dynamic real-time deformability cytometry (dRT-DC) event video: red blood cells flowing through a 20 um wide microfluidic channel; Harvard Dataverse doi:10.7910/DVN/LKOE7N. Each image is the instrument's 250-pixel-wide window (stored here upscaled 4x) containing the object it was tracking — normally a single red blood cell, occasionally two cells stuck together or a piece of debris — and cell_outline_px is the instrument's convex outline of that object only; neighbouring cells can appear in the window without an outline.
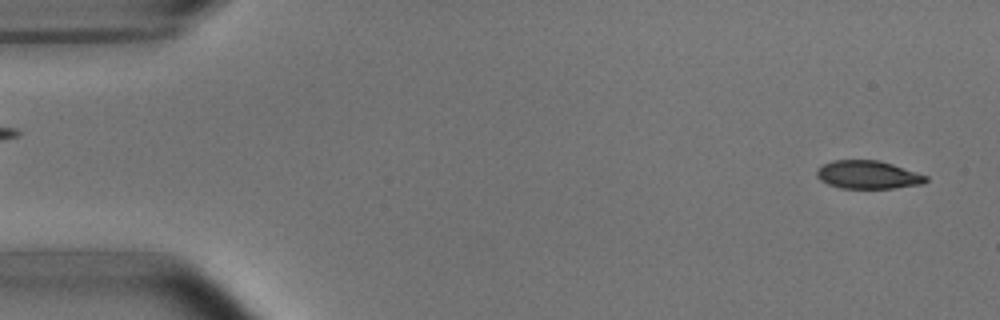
{"species": "common noctule bat (a hibernating species)", "species_latin": "Nyctalus noctula", "temperature_condition": "room temperature", "stored_images_in_passage": 3, "camera_frame_rate_fps": 3000, "um_per_image_px": 0.085, "animal": {"sex": "male", "body_mass_g": 15.6}, "frame": {"image": 1, "passage_image": 3, "time_ms": 2.333, "image_size_px": [1000, 320], "cell_outline_px": [[928, 180], [924, 184], [892, 188], [840, 188], [828, 184], [820, 180], [816, 176], [816, 168], [832, 160], [880, 160], [928, 176]], "centroid_in_image_um": [73.76, 14.85], "position_along_channel_um": 11.2, "area_um2": 17.98}}